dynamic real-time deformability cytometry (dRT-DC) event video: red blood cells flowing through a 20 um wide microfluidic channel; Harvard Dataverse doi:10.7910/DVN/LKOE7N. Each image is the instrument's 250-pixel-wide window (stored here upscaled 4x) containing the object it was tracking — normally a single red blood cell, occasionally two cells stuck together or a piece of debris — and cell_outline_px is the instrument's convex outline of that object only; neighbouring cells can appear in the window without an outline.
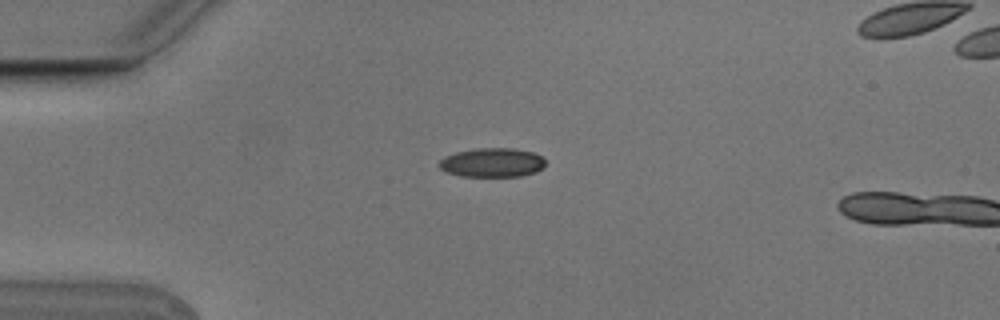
{"species": "Egyptian fruit bat (a non-hibernating species)", "species_latin": "Rousettus aegyptiacus", "temperature_condition": "cold", "stored_images_in_passage": 4, "camera_frame_rate_fps": 3000, "um_per_image_px": 0.085, "animal": {"sex": "male"}, "frame": {"image": 1, "passage_image": 3, "time_ms": 0.667, "image_size_px": [1000, 320], "cell_outline_px": [[544, 164], [536, 172], [520, 176], [460, 176], [448, 172], [440, 168], [436, 164], [444, 156], [456, 152], [476, 148], [516, 148], [532, 152], [540, 156], [544, 160]], "centroid_in_image_um": [41.79, 13.81], "position_along_channel_um": 43.2, "area_um2": 17.98}}